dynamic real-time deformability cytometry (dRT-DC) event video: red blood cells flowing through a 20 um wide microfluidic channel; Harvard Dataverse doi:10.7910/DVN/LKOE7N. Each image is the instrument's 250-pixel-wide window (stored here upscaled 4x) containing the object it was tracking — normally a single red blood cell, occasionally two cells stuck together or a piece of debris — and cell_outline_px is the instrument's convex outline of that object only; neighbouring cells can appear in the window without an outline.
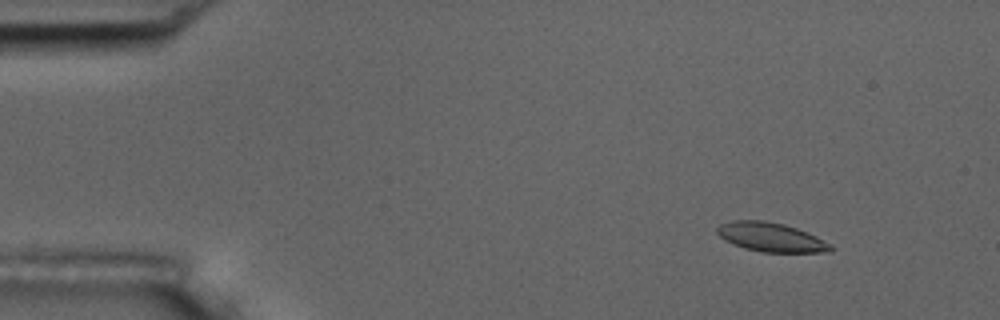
{"species": "common noctule bat (a hibernating species)", "species_latin": "Nyctalus noctula", "temperature_condition": "room temperature", "stored_images_in_passage": 5, "camera_frame_rate_fps": 3000, "um_per_image_px": 0.085, "animal": {"sex": "male", "body_mass_g": 17.5, "forearm_length_mm": 52.3}, "frame": {"image": 1, "passage_image": 2, "time_ms": 1.0, "image_size_px": [1000, 320], "cell_outline_px": [[832, 252], [760, 252], [744, 248], [724, 240], [716, 232], [716, 228], [720, 224], [732, 220], [764, 220], [784, 224], [796, 228], [816, 236], [832, 244]], "centroid_in_image_um": [65.52, 20.16], "position_along_channel_um": 19.5, "area_um2": 19.31}}
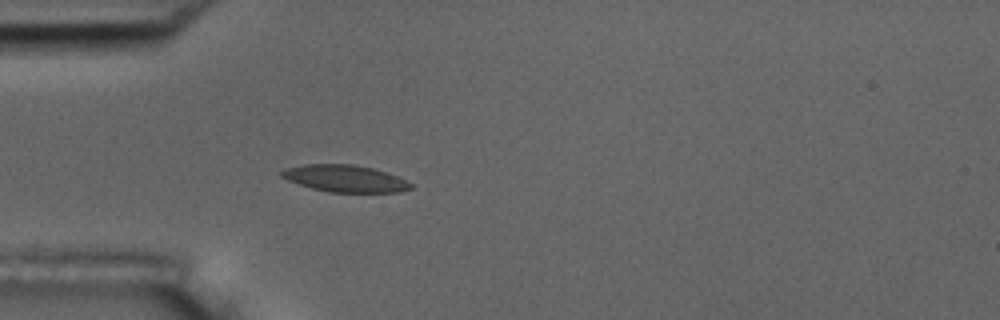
{"frame": {"image": 2, "passage_image": 5, "time_ms": 4.333, "image_size_px": [1000, 320], "cell_outline_px": [[412, 188], [400, 192], [328, 192], [312, 188], [288, 180], [280, 176], [280, 172], [284, 168], [304, 164], [352, 164], [372, 168], [396, 176], [412, 184]], "centroid_in_image_um": [29.28, 15.17], "position_along_channel_um": 55.7, "area_um2": 20.11}}